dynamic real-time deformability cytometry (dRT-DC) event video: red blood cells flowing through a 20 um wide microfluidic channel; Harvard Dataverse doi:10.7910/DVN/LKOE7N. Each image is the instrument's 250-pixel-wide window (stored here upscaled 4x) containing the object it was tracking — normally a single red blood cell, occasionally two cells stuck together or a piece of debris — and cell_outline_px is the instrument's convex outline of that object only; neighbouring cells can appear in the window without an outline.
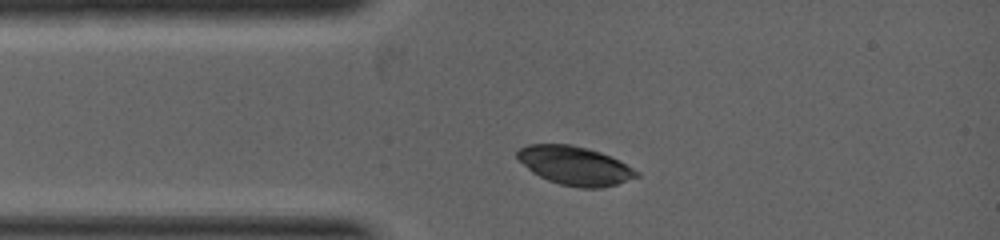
{"species": "common noctule bat (a hibernating species)", "species_latin": "Nyctalus noctula", "temperature_condition": "warm", "stored_images_in_passage": 1, "camera_frame_rate_fps": 5000, "um_per_image_px": 0.085, "animal": {"sex": "female", "body_mass_g": 19.0, "forearm_length_mm": 53.3}, "frame": {"image": 1, "passage_image": 1, "time_ms": 0.0, "image_size_px": [1000, 240], "cell_outline_px": [[640, 176], [616, 184], [600, 188], [580, 188], [560, 184], [548, 180], [532, 172], [516, 156], [516, 152], [520, 148], [528, 144], [572, 144], [588, 148], [600, 152], [640, 172]], "centroid_in_image_um": [48.85, 14.08], "position_along_channel_um": 36.2, "area_um2": 26.59}}